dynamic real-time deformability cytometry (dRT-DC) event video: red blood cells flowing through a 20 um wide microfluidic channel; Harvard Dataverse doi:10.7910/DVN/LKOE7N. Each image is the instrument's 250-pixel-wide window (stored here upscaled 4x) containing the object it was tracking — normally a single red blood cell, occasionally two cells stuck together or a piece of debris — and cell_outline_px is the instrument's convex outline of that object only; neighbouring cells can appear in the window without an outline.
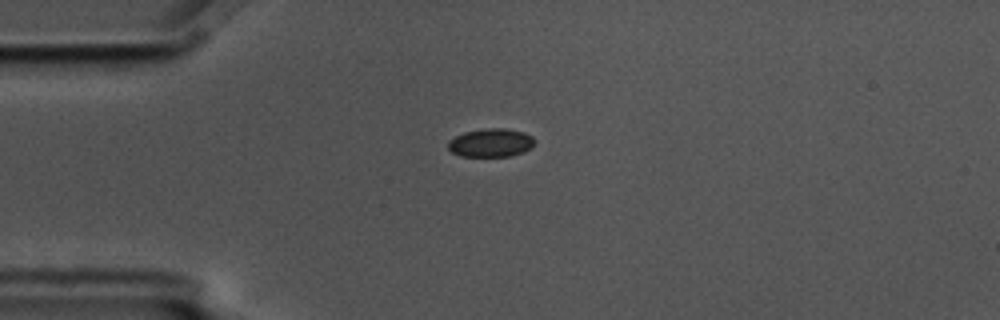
{"species": "common noctule bat (a hibernating species)", "species_latin": "Nyctalus noctula", "temperature_condition": "cold", "stored_images_in_passage": 1, "camera_frame_rate_fps": 3000, "um_per_image_px": 0.085, "animal": {"sex": "male", "body_mass_g": 17.5, "forearm_length_mm": 52.3}, "frame": {"image": 1, "passage_image": 1, "time_ms": 0.0, "image_size_px": [1000, 320], "cell_outline_px": [[536, 144], [532, 148], [524, 152], [512, 156], [460, 156], [452, 152], [448, 148], [448, 140], [464, 132], [484, 128], [504, 128], [524, 132], [532, 136], [536, 140]], "centroid_in_image_um": [41.76, 12.13], "position_along_channel_um": 43.2, "area_um2": 14.57}}